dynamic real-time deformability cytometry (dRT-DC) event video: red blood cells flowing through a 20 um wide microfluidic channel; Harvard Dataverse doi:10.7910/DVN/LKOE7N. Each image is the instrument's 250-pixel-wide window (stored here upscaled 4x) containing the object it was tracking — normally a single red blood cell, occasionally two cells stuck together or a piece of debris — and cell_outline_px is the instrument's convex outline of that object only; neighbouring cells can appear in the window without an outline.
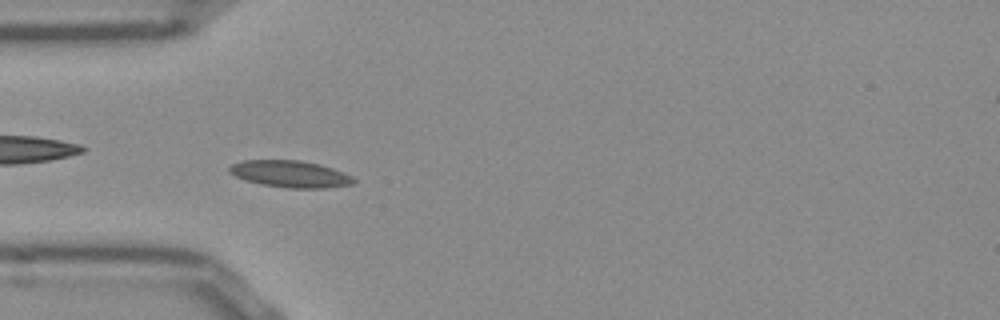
{"species": "Egyptian fruit bat (a non-hibernating species)", "species_latin": "Rousettus aegyptiacus", "temperature_condition": "room temperature", "stored_images_in_passage": 52, "camera_frame_rate_fps": 3000, "um_per_image_px": 0.085, "frame": {"image": 1, "passage_image": 15, "time_ms": 4.667, "image_size_px": [1000, 320], "cell_outline_px": [[356, 180], [352, 184], [328, 188], [288, 188], [260, 184], [244, 180], [228, 172], [228, 168], [232, 164], [244, 160], [300, 160], [320, 164], [344, 172], [352, 176]], "centroid_in_image_um": [24.67, 14.79], "position_along_channel_um": 60.3, "area_um2": 19.54}}
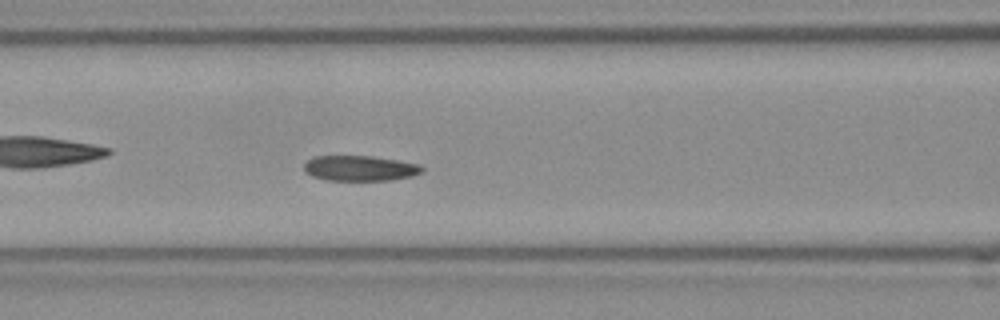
{"frame": {"image": 2, "passage_image": 21, "time_ms": 6.667, "image_size_px": [1000, 320], "cell_outline_px": [[424, 172], [412, 176], [392, 180], [328, 180], [312, 176], [304, 172], [304, 164], [308, 160], [316, 156], [372, 156], [420, 164], [424, 168]], "centroid_in_image_um": [30.62, 14.3], "position_along_channel_um": 136.0, "area_um2": 17.46}}
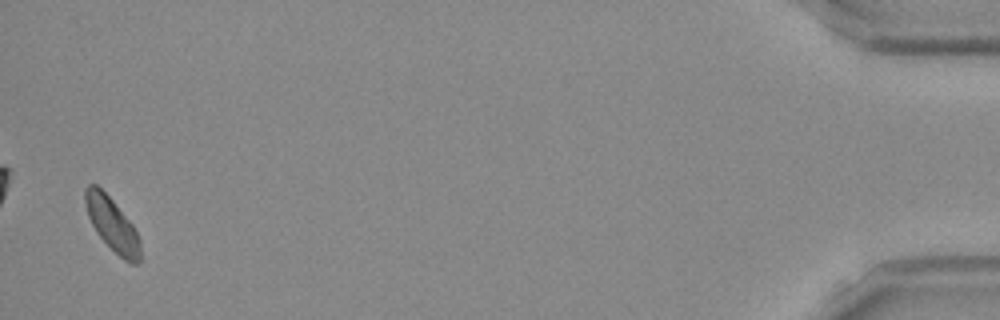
{"frame": {"image": 3, "passage_image": 51, "time_ms": 16.667, "image_size_px": [1000, 320], "cell_outline_px": [[140, 264], [132, 264], [124, 260], [96, 232], [88, 216], [84, 200], [84, 188], [88, 184], [96, 184], [112, 200], [132, 224], [140, 240]], "centroid_in_image_um": [9.52, 19.06], "position_along_channel_um": 425.7, "area_um2": 16.88}, "authors_computed_cell_mechanics": {"area_um2": 17.7735, "velocity_mm_per_s": 3.8334, "shape_relaxation_time_tau1_ms": 7.2512, "shape_relaxation_time_tau2_ms": 4.6539, "deformation_change_tau1": 0.0935, "deformation_change_tau2": 0.0811}}